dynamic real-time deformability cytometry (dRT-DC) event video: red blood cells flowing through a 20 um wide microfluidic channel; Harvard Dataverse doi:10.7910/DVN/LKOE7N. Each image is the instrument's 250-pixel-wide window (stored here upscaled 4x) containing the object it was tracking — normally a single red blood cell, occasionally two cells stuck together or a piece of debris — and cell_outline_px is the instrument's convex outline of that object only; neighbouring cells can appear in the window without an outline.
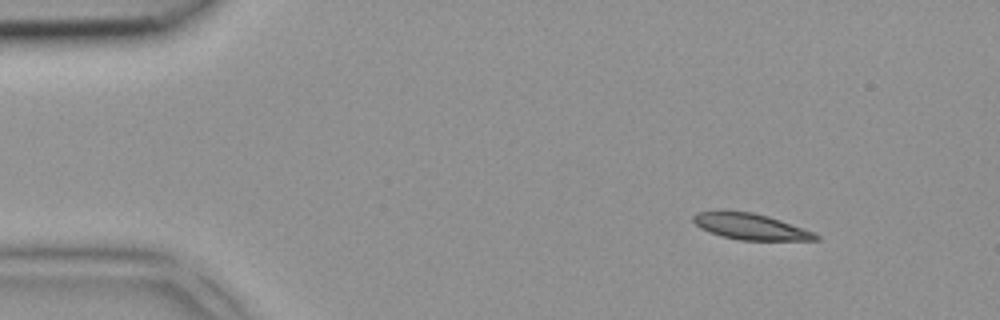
{"species": "common noctule bat (a hibernating species)", "species_latin": "Nyctalus noctula", "temperature_condition": "room temperature", "stored_images_in_passage": 3, "camera_frame_rate_fps": 3000, "um_per_image_px": 0.085, "animal": {"sex": "female", "body_mass_g": 18.4}, "frame": {"image": 1, "passage_image": 1, "time_ms": 0.0, "image_size_px": [1000, 320], "cell_outline_px": [[820, 240], [740, 240], [724, 236], [700, 228], [692, 220], [692, 216], [696, 212], [720, 208], [724, 208], [752, 212], [768, 216], [816, 232], [820, 236]], "centroid_in_image_um": [63.76, 19.21], "position_along_channel_um": 21.2, "area_um2": 19.13}}
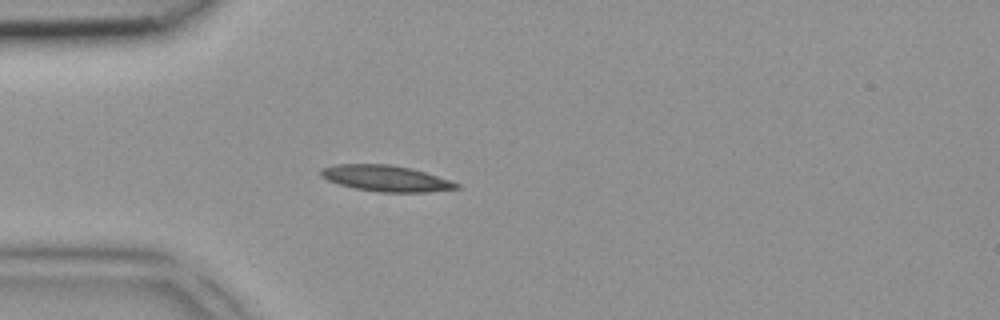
{"frame": {"image": 2, "passage_image": 3, "time_ms": 0.667, "image_size_px": [1000, 320], "cell_outline_px": [[460, 188], [428, 192], [380, 192], [356, 188], [340, 184], [328, 180], [320, 176], [320, 172], [324, 168], [336, 164], [388, 164], [412, 168], [460, 184]], "centroid_in_image_um": [32.81, 15.16], "position_along_channel_um": 52.2, "area_um2": 20.29}}